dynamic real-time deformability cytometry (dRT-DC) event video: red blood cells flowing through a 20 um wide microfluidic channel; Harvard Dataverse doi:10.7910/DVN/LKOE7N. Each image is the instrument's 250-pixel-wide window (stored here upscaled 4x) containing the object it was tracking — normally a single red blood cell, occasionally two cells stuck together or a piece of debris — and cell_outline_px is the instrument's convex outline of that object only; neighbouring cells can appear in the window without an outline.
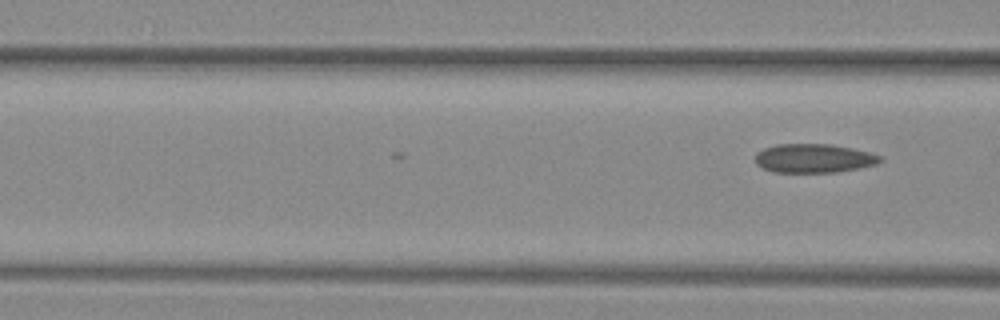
{"species": "common noctule bat (a hibernating species)", "species_latin": "Nyctalus noctula", "temperature_condition": "warm", "stored_images_in_passage": 10, "camera_frame_rate_fps": 3000, "um_per_image_px": 0.085, "animal": {"sex": "female", "body_mass_g": 29.2, "forearm_length_mm": 56.3}, "frame": {"image": 1, "passage_image": 10, "time_ms": 3.0, "image_size_px": [1000, 320], "cell_outline_px": [[884, 160], [876, 164], [860, 168], [836, 172], [772, 172], [756, 164], [756, 152], [764, 148], [776, 144], [828, 144], [852, 148], [868, 152], [880, 156]], "centroid_in_image_um": [69.17, 13.45], "position_along_channel_um": 97.4, "area_um2": 20.98}}